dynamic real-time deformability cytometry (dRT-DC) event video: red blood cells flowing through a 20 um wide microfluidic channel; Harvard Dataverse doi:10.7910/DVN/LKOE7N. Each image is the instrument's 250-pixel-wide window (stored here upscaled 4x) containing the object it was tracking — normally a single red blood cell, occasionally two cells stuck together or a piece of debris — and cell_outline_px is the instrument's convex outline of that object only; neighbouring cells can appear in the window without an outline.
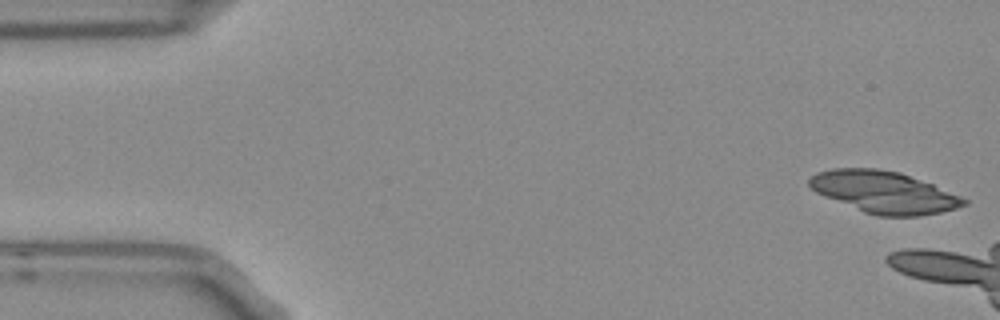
{"species": "Egyptian fruit bat (a non-hibernating species)", "species_latin": "Rousettus aegyptiacus", "temperature_condition": "room temperature", "stored_images_in_passage": 3, "camera_frame_rate_fps": 3000, "um_per_image_px": 0.085, "frame": {"image": 1, "passage_image": 1, "time_ms": 0.0, "image_size_px": [1000, 320], "cell_outline_px": [[968, 204], [956, 208], [940, 212], [916, 216], [876, 216], [864, 212], [824, 196], [816, 192], [808, 184], [808, 180], [816, 172], [832, 168], [876, 168], [900, 172], [932, 184], [960, 196], [968, 200]], "centroid_in_image_um": [75.12, 16.33], "position_along_channel_um": 9.9, "area_um2": 37.51}}